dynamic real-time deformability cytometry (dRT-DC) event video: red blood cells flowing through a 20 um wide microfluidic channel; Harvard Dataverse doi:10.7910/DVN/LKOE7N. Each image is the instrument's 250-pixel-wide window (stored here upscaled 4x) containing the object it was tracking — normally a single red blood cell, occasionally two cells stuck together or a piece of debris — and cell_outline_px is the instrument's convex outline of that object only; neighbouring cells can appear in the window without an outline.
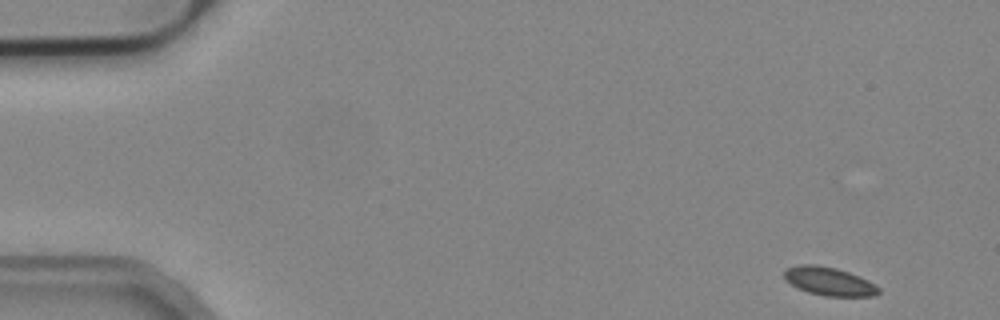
{"species": "common noctule bat (a hibernating species)", "species_latin": "Nyctalus noctula", "temperature_condition": "cold", "stored_images_in_passage": 52, "camera_frame_rate_fps": 3000, "um_per_image_px": 0.085, "animal": {"sex": "male", "body_mass_g": 19.2, "forearm_length_mm": 51.8}, "frame": {"image": 1, "passage_image": 1, "time_ms": 0.0, "image_size_px": [1000, 320], "cell_outline_px": [[880, 292], [872, 296], [824, 296], [808, 292], [796, 288], [784, 280], [784, 268], [800, 264], [816, 264], [836, 268], [860, 276], [868, 280], [880, 288]], "centroid_in_image_um": [70.43, 23.9], "position_along_channel_um": 14.6, "area_um2": 15.84}}
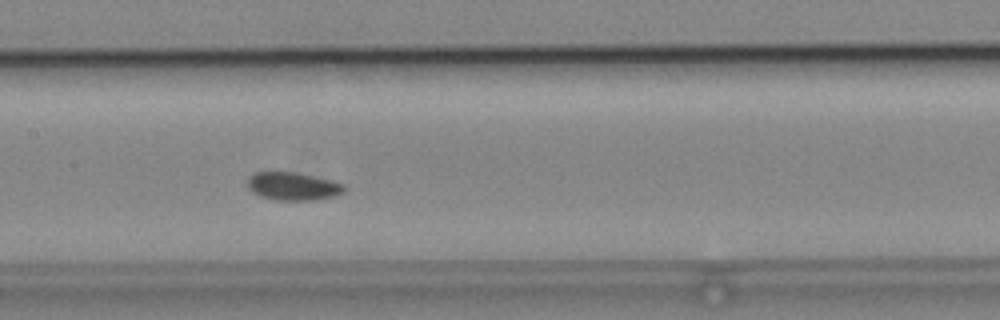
{"frame": {"image": 2, "passage_image": 24, "time_ms": 7.667, "image_size_px": [1000, 320], "cell_outline_px": [[344, 192], [336, 196], [316, 200], [276, 200], [260, 196], [252, 192], [248, 188], [248, 180], [256, 172], [292, 172], [332, 180], [344, 184]], "centroid_in_image_um": [24.93, 15.85], "position_along_channel_um": 182.5, "area_um2": 15.66}}
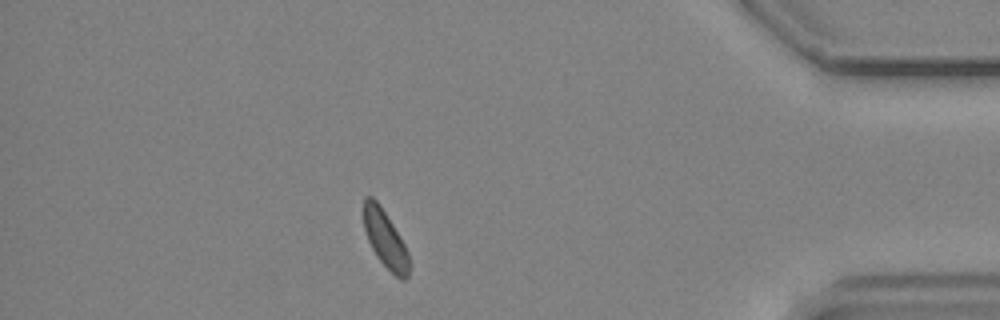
{"frame": {"image": 3, "passage_image": 45, "time_ms": 14.667, "image_size_px": [1000, 320], "cell_outline_px": [[408, 276], [404, 280], [400, 280], [376, 256], [368, 240], [364, 228], [364, 196], [372, 196], [380, 204], [400, 236], [408, 252]], "centroid_in_image_um": [32.73, 20.29], "position_along_channel_um": 402.5, "area_um2": 14.91}}